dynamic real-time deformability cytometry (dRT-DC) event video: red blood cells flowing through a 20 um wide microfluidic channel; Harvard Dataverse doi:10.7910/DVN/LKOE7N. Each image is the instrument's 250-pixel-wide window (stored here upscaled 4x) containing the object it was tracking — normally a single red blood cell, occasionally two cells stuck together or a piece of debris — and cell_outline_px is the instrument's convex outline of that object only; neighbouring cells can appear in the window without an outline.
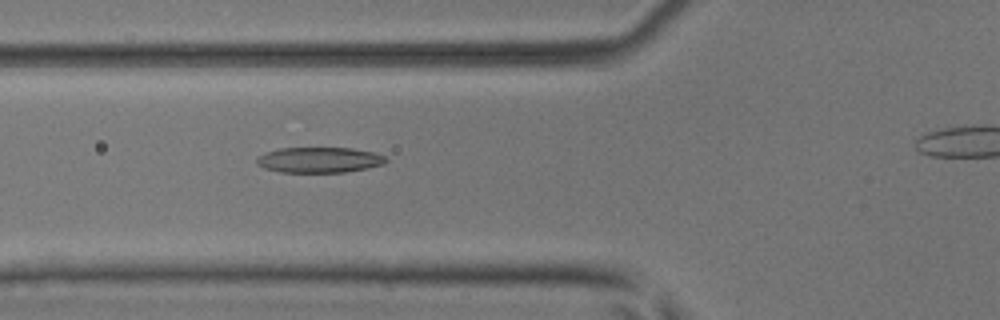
{"species": "common noctule bat (a hibernating species)", "species_latin": "Nyctalus noctula", "temperature_condition": "room temperature", "stored_images_in_passage": 6, "camera_frame_rate_fps": 3000, "um_per_image_px": 0.085, "animal": {"sex": "male", "body_mass_g": 17.9, "forearm_length_mm": 54.2}, "frame": {"image": 1, "passage_image": 5, "time_ms": 1.333, "image_size_px": [1000, 320], "cell_outline_px": [[388, 160], [384, 164], [368, 168], [344, 172], [280, 172], [264, 168], [256, 164], [256, 160], [264, 152], [280, 148], [352, 148], [372, 152], [384, 156]], "centroid_in_image_um": [27.12, 13.59], "position_along_channel_um": 98.7, "area_um2": 19.19}}